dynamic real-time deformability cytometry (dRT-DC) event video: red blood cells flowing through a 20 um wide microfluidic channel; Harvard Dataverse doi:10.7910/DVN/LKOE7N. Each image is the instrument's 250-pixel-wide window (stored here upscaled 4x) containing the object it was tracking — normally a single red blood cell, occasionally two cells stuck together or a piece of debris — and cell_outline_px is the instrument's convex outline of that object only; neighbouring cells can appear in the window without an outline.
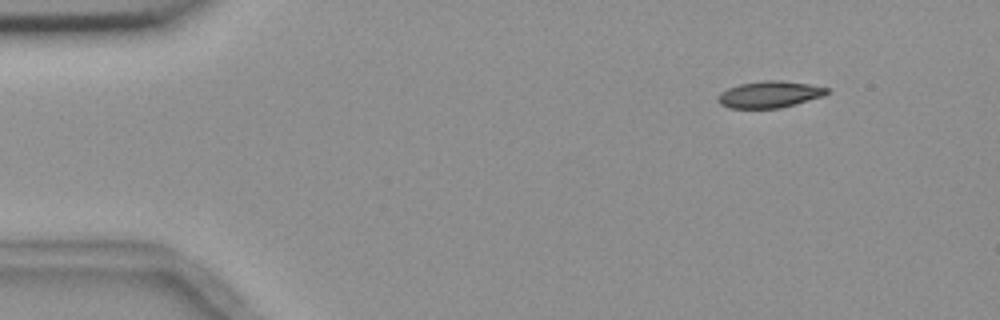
{"species": "common noctule bat (a hibernating species)", "species_latin": "Nyctalus noctula", "temperature_condition": "room temperature", "stored_images_in_passage": 5, "segment_of_instrument_passage": [2, 2], "camera_frame_rate_fps": 3000, "um_per_image_px": 0.085, "animal": {"sex": "female", "body_mass_g": 18.4}, "frame": {"image": 1, "passage_image": 5, "time_ms": 5.667, "image_size_px": [1000, 320], "cell_outline_px": [[832, 88], [824, 96], [796, 104], [780, 108], [728, 108], [720, 104], [716, 100], [720, 92], [728, 88], [740, 84], [764, 80], [780, 80], [808, 84]], "centroid_in_image_um": [65.42, 8.03], "position_along_channel_um": 19.6, "area_um2": 17.05}}